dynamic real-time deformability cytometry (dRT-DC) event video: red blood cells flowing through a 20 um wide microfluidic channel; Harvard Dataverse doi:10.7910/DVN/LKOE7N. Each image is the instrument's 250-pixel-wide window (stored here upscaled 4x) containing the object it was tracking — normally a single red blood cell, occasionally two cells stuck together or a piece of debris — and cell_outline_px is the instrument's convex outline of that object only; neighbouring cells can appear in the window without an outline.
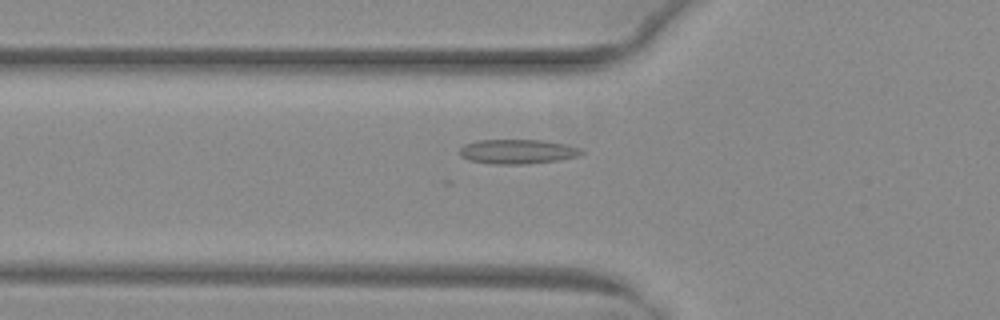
{"species": "common noctule bat (a hibernating species)", "species_latin": "Nyctalus noctula", "temperature_condition": "warm", "stored_images_in_passage": 44, "camera_frame_rate_fps": 3000, "um_per_image_px": 0.085, "animal": {"sex": "female", "body_mass_g": 29.2, "forearm_length_mm": 56.3}, "frame": {"image": 1, "passage_image": 11, "time_ms": 3.333, "image_size_px": [1000, 320], "cell_outline_px": [[584, 152], [580, 156], [560, 160], [524, 164], [492, 164], [468, 160], [460, 156], [460, 148], [464, 144], [476, 140], [544, 140], [568, 144], [580, 148]], "centroid_in_image_um": [44.01, 12.88], "position_along_channel_um": 81.8, "area_um2": 17.63}}
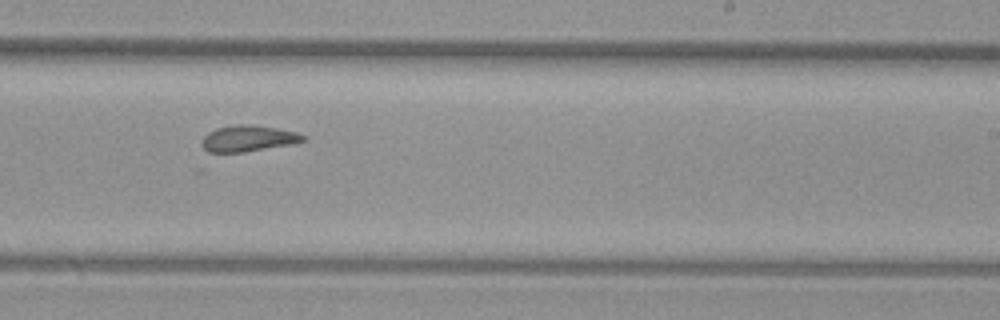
{"frame": {"image": 2, "passage_image": 25, "time_ms": 8.0, "image_size_px": [1000, 320], "cell_outline_px": [[304, 140], [292, 144], [244, 152], [208, 152], [200, 144], [200, 140], [208, 132], [216, 128], [236, 124], [248, 124], [276, 128], [296, 132], [304, 136]], "centroid_in_image_um": [21.03, 11.77], "position_along_channel_um": 268.0, "area_um2": 15.37}}
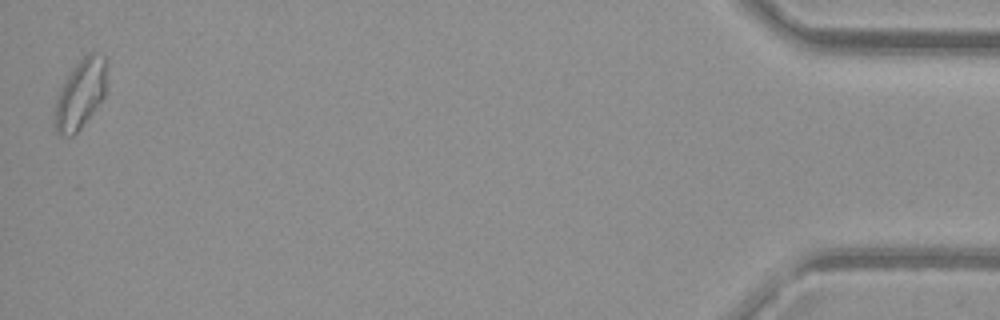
{"frame": {"image": 3, "passage_image": 44, "time_ms": 14.333, "image_size_px": [1000, 320], "cell_outline_px": [[108, 76], [104, 96], [80, 128], [72, 136], [60, 136], [56, 132], [52, 124], [56, 100], [60, 88], [72, 68], [88, 52], [96, 52], [104, 56], [108, 60]], "centroid_in_image_um": [6.84, 7.96], "position_along_channel_um": 428.4, "area_um2": 21.44}, "authors_computed_cell_mechanics": {"area_um2": 16.6175, "velocity_mm_per_s": 3.983, "shape_relaxation_time_tau1_ms": null, "shape_relaxation_time_tau2_ms": 3.2612, "deformation_change_tau1": null, "deformation_change_tau2": 0.1242}}